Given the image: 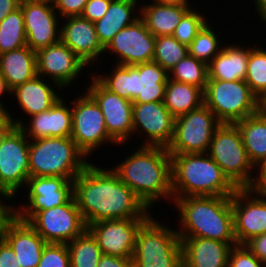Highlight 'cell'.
<instances>
[{"mask_svg":"<svg viewBox=\"0 0 266 267\" xmlns=\"http://www.w3.org/2000/svg\"><path fill=\"white\" fill-rule=\"evenodd\" d=\"M54 4L56 0H37Z\"/></svg>","mask_w":266,"mask_h":267,"instance_id":"9f6ffc18","label":"cell"},{"mask_svg":"<svg viewBox=\"0 0 266 267\" xmlns=\"http://www.w3.org/2000/svg\"><path fill=\"white\" fill-rule=\"evenodd\" d=\"M170 155L173 199L232 196L238 189L207 153Z\"/></svg>","mask_w":266,"mask_h":267,"instance_id":"277c9868","label":"cell"},{"mask_svg":"<svg viewBox=\"0 0 266 267\" xmlns=\"http://www.w3.org/2000/svg\"><path fill=\"white\" fill-rule=\"evenodd\" d=\"M10 202L11 201L0 191V224L12 213V204H10Z\"/></svg>","mask_w":266,"mask_h":267,"instance_id":"f907efd6","label":"cell"},{"mask_svg":"<svg viewBox=\"0 0 266 267\" xmlns=\"http://www.w3.org/2000/svg\"><path fill=\"white\" fill-rule=\"evenodd\" d=\"M37 267H71L67 244L47 243Z\"/></svg>","mask_w":266,"mask_h":267,"instance_id":"ab89813d","label":"cell"},{"mask_svg":"<svg viewBox=\"0 0 266 267\" xmlns=\"http://www.w3.org/2000/svg\"><path fill=\"white\" fill-rule=\"evenodd\" d=\"M0 236L11 246L21 267H37L44 239L29 225L11 213L0 224Z\"/></svg>","mask_w":266,"mask_h":267,"instance_id":"cb8c5ba5","label":"cell"},{"mask_svg":"<svg viewBox=\"0 0 266 267\" xmlns=\"http://www.w3.org/2000/svg\"><path fill=\"white\" fill-rule=\"evenodd\" d=\"M0 267H21L11 246L0 236Z\"/></svg>","mask_w":266,"mask_h":267,"instance_id":"ee69618b","label":"cell"},{"mask_svg":"<svg viewBox=\"0 0 266 267\" xmlns=\"http://www.w3.org/2000/svg\"><path fill=\"white\" fill-rule=\"evenodd\" d=\"M11 91L12 90L8 87L5 78L0 73V104H4V101L1 100L2 98H5L3 96H11Z\"/></svg>","mask_w":266,"mask_h":267,"instance_id":"f5cc1de1","label":"cell"},{"mask_svg":"<svg viewBox=\"0 0 266 267\" xmlns=\"http://www.w3.org/2000/svg\"><path fill=\"white\" fill-rule=\"evenodd\" d=\"M48 82L50 81L44 77L36 75L33 79L12 89L10 99H14L15 103L18 102L19 111H23L21 114L26 113L29 118L49 110L63 96L60 94L62 89L56 83Z\"/></svg>","mask_w":266,"mask_h":267,"instance_id":"d4e9b609","label":"cell"},{"mask_svg":"<svg viewBox=\"0 0 266 267\" xmlns=\"http://www.w3.org/2000/svg\"><path fill=\"white\" fill-rule=\"evenodd\" d=\"M228 267H266L246 245H235L231 248L228 258Z\"/></svg>","mask_w":266,"mask_h":267,"instance_id":"60d3db41","label":"cell"},{"mask_svg":"<svg viewBox=\"0 0 266 267\" xmlns=\"http://www.w3.org/2000/svg\"><path fill=\"white\" fill-rule=\"evenodd\" d=\"M250 162L257 168L266 160V118L258 112L235 123Z\"/></svg>","mask_w":266,"mask_h":267,"instance_id":"4dcf8cb0","label":"cell"},{"mask_svg":"<svg viewBox=\"0 0 266 267\" xmlns=\"http://www.w3.org/2000/svg\"><path fill=\"white\" fill-rule=\"evenodd\" d=\"M178 211L179 237H201L237 243L234 234L232 196H187L173 199Z\"/></svg>","mask_w":266,"mask_h":267,"instance_id":"3957f363","label":"cell"},{"mask_svg":"<svg viewBox=\"0 0 266 267\" xmlns=\"http://www.w3.org/2000/svg\"><path fill=\"white\" fill-rule=\"evenodd\" d=\"M140 2L141 0H112L106 14L94 22L98 40L104 49L120 30L140 18Z\"/></svg>","mask_w":266,"mask_h":267,"instance_id":"83f0119b","label":"cell"},{"mask_svg":"<svg viewBox=\"0 0 266 267\" xmlns=\"http://www.w3.org/2000/svg\"><path fill=\"white\" fill-rule=\"evenodd\" d=\"M226 42L221 51L208 64V79L236 81L245 80L249 59V43L245 46ZM231 43V44H230ZM243 44V46L241 45Z\"/></svg>","mask_w":266,"mask_h":267,"instance_id":"4316f807","label":"cell"},{"mask_svg":"<svg viewBox=\"0 0 266 267\" xmlns=\"http://www.w3.org/2000/svg\"><path fill=\"white\" fill-rule=\"evenodd\" d=\"M250 3L254 4L250 5V7H254V13L256 12L254 16L257 14L259 22L262 20L261 23L263 22L266 25V0H253Z\"/></svg>","mask_w":266,"mask_h":267,"instance_id":"816d5d0a","label":"cell"},{"mask_svg":"<svg viewBox=\"0 0 266 267\" xmlns=\"http://www.w3.org/2000/svg\"><path fill=\"white\" fill-rule=\"evenodd\" d=\"M36 65L37 75L50 79L51 83H56L62 91L68 90L74 81L79 80L77 78L84 74L81 71L90 68L61 41L38 50Z\"/></svg>","mask_w":266,"mask_h":267,"instance_id":"d6986e66","label":"cell"},{"mask_svg":"<svg viewBox=\"0 0 266 267\" xmlns=\"http://www.w3.org/2000/svg\"><path fill=\"white\" fill-rule=\"evenodd\" d=\"M26 45V32L21 7L9 13L0 22V54Z\"/></svg>","mask_w":266,"mask_h":267,"instance_id":"836d02e7","label":"cell"},{"mask_svg":"<svg viewBox=\"0 0 266 267\" xmlns=\"http://www.w3.org/2000/svg\"><path fill=\"white\" fill-rule=\"evenodd\" d=\"M251 188L266 193V160L256 168V179Z\"/></svg>","mask_w":266,"mask_h":267,"instance_id":"7dc6e473","label":"cell"},{"mask_svg":"<svg viewBox=\"0 0 266 267\" xmlns=\"http://www.w3.org/2000/svg\"><path fill=\"white\" fill-rule=\"evenodd\" d=\"M161 4L178 5V6H194L191 0H152ZM192 3V4H191Z\"/></svg>","mask_w":266,"mask_h":267,"instance_id":"db71d44e","label":"cell"},{"mask_svg":"<svg viewBox=\"0 0 266 267\" xmlns=\"http://www.w3.org/2000/svg\"><path fill=\"white\" fill-rule=\"evenodd\" d=\"M163 102L176 118L200 108L204 104V91L197 86L168 78Z\"/></svg>","mask_w":266,"mask_h":267,"instance_id":"1f68e13d","label":"cell"},{"mask_svg":"<svg viewBox=\"0 0 266 267\" xmlns=\"http://www.w3.org/2000/svg\"><path fill=\"white\" fill-rule=\"evenodd\" d=\"M113 67V68H112ZM92 75L110 92L133 103L164 101L168 72L154 61L137 65L112 63L110 73ZM104 72V73H103Z\"/></svg>","mask_w":266,"mask_h":267,"instance_id":"5b68a950","label":"cell"},{"mask_svg":"<svg viewBox=\"0 0 266 267\" xmlns=\"http://www.w3.org/2000/svg\"><path fill=\"white\" fill-rule=\"evenodd\" d=\"M156 37L141 18L120 30L104 49L114 55V64L137 65L153 61ZM116 57V59H115Z\"/></svg>","mask_w":266,"mask_h":267,"instance_id":"e0dca14e","label":"cell"},{"mask_svg":"<svg viewBox=\"0 0 266 267\" xmlns=\"http://www.w3.org/2000/svg\"><path fill=\"white\" fill-rule=\"evenodd\" d=\"M24 17L26 45L33 51L60 41L61 18L52 3L37 0H21Z\"/></svg>","mask_w":266,"mask_h":267,"instance_id":"ffe728a7","label":"cell"},{"mask_svg":"<svg viewBox=\"0 0 266 267\" xmlns=\"http://www.w3.org/2000/svg\"><path fill=\"white\" fill-rule=\"evenodd\" d=\"M66 103H69L68 100L61 97L49 110L29 117L28 122L27 119L23 120L25 119L23 115L20 118V113L18 117L16 113L14 115L10 113L13 126H19L30 141L47 137H70L72 108Z\"/></svg>","mask_w":266,"mask_h":267,"instance_id":"7402d4cb","label":"cell"},{"mask_svg":"<svg viewBox=\"0 0 266 267\" xmlns=\"http://www.w3.org/2000/svg\"><path fill=\"white\" fill-rule=\"evenodd\" d=\"M87 2L88 0H56L53 6L62 19L69 16H81Z\"/></svg>","mask_w":266,"mask_h":267,"instance_id":"b9f144b4","label":"cell"},{"mask_svg":"<svg viewBox=\"0 0 266 267\" xmlns=\"http://www.w3.org/2000/svg\"><path fill=\"white\" fill-rule=\"evenodd\" d=\"M97 267H133L132 258H121L103 254Z\"/></svg>","mask_w":266,"mask_h":267,"instance_id":"bcb514c9","label":"cell"},{"mask_svg":"<svg viewBox=\"0 0 266 267\" xmlns=\"http://www.w3.org/2000/svg\"><path fill=\"white\" fill-rule=\"evenodd\" d=\"M257 102L258 98L244 80L207 81L204 104L221 123L235 124L257 113Z\"/></svg>","mask_w":266,"mask_h":267,"instance_id":"9c48e42d","label":"cell"},{"mask_svg":"<svg viewBox=\"0 0 266 267\" xmlns=\"http://www.w3.org/2000/svg\"><path fill=\"white\" fill-rule=\"evenodd\" d=\"M147 3H145V2ZM140 18L155 36L172 35L184 14L192 7L167 5L152 0H141Z\"/></svg>","mask_w":266,"mask_h":267,"instance_id":"f1b7e54d","label":"cell"},{"mask_svg":"<svg viewBox=\"0 0 266 267\" xmlns=\"http://www.w3.org/2000/svg\"><path fill=\"white\" fill-rule=\"evenodd\" d=\"M24 189L28 203L11 204L12 213L25 222L36 212L61 206L73 197V181L61 176L29 177Z\"/></svg>","mask_w":266,"mask_h":267,"instance_id":"4fadbf2b","label":"cell"},{"mask_svg":"<svg viewBox=\"0 0 266 267\" xmlns=\"http://www.w3.org/2000/svg\"><path fill=\"white\" fill-rule=\"evenodd\" d=\"M133 136L141 135V146L168 147L174 134L175 117L164 102L133 103ZM143 135V136H142ZM144 137V138H143Z\"/></svg>","mask_w":266,"mask_h":267,"instance_id":"ac0fdd59","label":"cell"},{"mask_svg":"<svg viewBox=\"0 0 266 267\" xmlns=\"http://www.w3.org/2000/svg\"><path fill=\"white\" fill-rule=\"evenodd\" d=\"M96 164L90 161L73 180V196L86 226L102 220L149 219L153 215L111 167Z\"/></svg>","mask_w":266,"mask_h":267,"instance_id":"6da1fadb","label":"cell"},{"mask_svg":"<svg viewBox=\"0 0 266 267\" xmlns=\"http://www.w3.org/2000/svg\"><path fill=\"white\" fill-rule=\"evenodd\" d=\"M138 146L111 169L149 210L160 200L172 204L171 155L167 148Z\"/></svg>","mask_w":266,"mask_h":267,"instance_id":"7a4b0ae2","label":"cell"},{"mask_svg":"<svg viewBox=\"0 0 266 267\" xmlns=\"http://www.w3.org/2000/svg\"><path fill=\"white\" fill-rule=\"evenodd\" d=\"M168 74L169 79L173 81L191 84L205 91L208 81V65L188 54Z\"/></svg>","mask_w":266,"mask_h":267,"instance_id":"d590c367","label":"cell"},{"mask_svg":"<svg viewBox=\"0 0 266 267\" xmlns=\"http://www.w3.org/2000/svg\"><path fill=\"white\" fill-rule=\"evenodd\" d=\"M60 23V41L88 66L91 65V69L96 64L99 66L104 48L98 40L94 22L82 16H69L62 18Z\"/></svg>","mask_w":266,"mask_h":267,"instance_id":"603a6c76","label":"cell"},{"mask_svg":"<svg viewBox=\"0 0 266 267\" xmlns=\"http://www.w3.org/2000/svg\"><path fill=\"white\" fill-rule=\"evenodd\" d=\"M6 104H0V135L5 134L12 126V119L10 116L9 106H6Z\"/></svg>","mask_w":266,"mask_h":267,"instance_id":"c3c4849f","label":"cell"},{"mask_svg":"<svg viewBox=\"0 0 266 267\" xmlns=\"http://www.w3.org/2000/svg\"><path fill=\"white\" fill-rule=\"evenodd\" d=\"M89 163L71 137L40 138L29 143L30 177L61 176L73 181Z\"/></svg>","mask_w":266,"mask_h":267,"instance_id":"8992f818","label":"cell"},{"mask_svg":"<svg viewBox=\"0 0 266 267\" xmlns=\"http://www.w3.org/2000/svg\"><path fill=\"white\" fill-rule=\"evenodd\" d=\"M147 220H102L88 225L87 229L96 238L103 254L121 258H132L137 233Z\"/></svg>","mask_w":266,"mask_h":267,"instance_id":"44dd1931","label":"cell"},{"mask_svg":"<svg viewBox=\"0 0 266 267\" xmlns=\"http://www.w3.org/2000/svg\"><path fill=\"white\" fill-rule=\"evenodd\" d=\"M193 8L194 7L190 8L184 14L172 34L181 44L186 45L187 47L192 43L202 27L209 21L207 15L200 11V7L198 9L197 7Z\"/></svg>","mask_w":266,"mask_h":267,"instance_id":"f35d334b","label":"cell"},{"mask_svg":"<svg viewBox=\"0 0 266 267\" xmlns=\"http://www.w3.org/2000/svg\"><path fill=\"white\" fill-rule=\"evenodd\" d=\"M111 1L112 0H88L81 16L91 22H96L106 14Z\"/></svg>","mask_w":266,"mask_h":267,"instance_id":"7bdbcfd3","label":"cell"},{"mask_svg":"<svg viewBox=\"0 0 266 267\" xmlns=\"http://www.w3.org/2000/svg\"><path fill=\"white\" fill-rule=\"evenodd\" d=\"M189 54L188 47L181 44L173 35L156 37L153 61L169 72Z\"/></svg>","mask_w":266,"mask_h":267,"instance_id":"74e56055","label":"cell"},{"mask_svg":"<svg viewBox=\"0 0 266 267\" xmlns=\"http://www.w3.org/2000/svg\"><path fill=\"white\" fill-rule=\"evenodd\" d=\"M245 245L259 260L266 264V233L253 237Z\"/></svg>","mask_w":266,"mask_h":267,"instance_id":"f6af8a7d","label":"cell"},{"mask_svg":"<svg viewBox=\"0 0 266 267\" xmlns=\"http://www.w3.org/2000/svg\"><path fill=\"white\" fill-rule=\"evenodd\" d=\"M266 45H249V59L245 82L252 93L259 98L266 93ZM262 47V48H261Z\"/></svg>","mask_w":266,"mask_h":267,"instance_id":"8d00e7d4","label":"cell"},{"mask_svg":"<svg viewBox=\"0 0 266 267\" xmlns=\"http://www.w3.org/2000/svg\"><path fill=\"white\" fill-rule=\"evenodd\" d=\"M207 154L237 188H251L256 168L250 162L236 124L222 123L215 131Z\"/></svg>","mask_w":266,"mask_h":267,"instance_id":"ba28073f","label":"cell"},{"mask_svg":"<svg viewBox=\"0 0 266 267\" xmlns=\"http://www.w3.org/2000/svg\"><path fill=\"white\" fill-rule=\"evenodd\" d=\"M183 267H228L230 250L237 243L201 237H179Z\"/></svg>","mask_w":266,"mask_h":267,"instance_id":"484cf974","label":"cell"},{"mask_svg":"<svg viewBox=\"0 0 266 267\" xmlns=\"http://www.w3.org/2000/svg\"><path fill=\"white\" fill-rule=\"evenodd\" d=\"M91 83L85 91L95 100L103 113L109 136L121 147L133 136V102L120 97L106 89L93 75L89 74Z\"/></svg>","mask_w":266,"mask_h":267,"instance_id":"9a60e30c","label":"cell"},{"mask_svg":"<svg viewBox=\"0 0 266 267\" xmlns=\"http://www.w3.org/2000/svg\"><path fill=\"white\" fill-rule=\"evenodd\" d=\"M209 22L210 21L202 27L192 43L188 46L189 55L205 62L207 65L221 51L223 45L226 43L221 39L220 35H218L219 33L216 31L215 27Z\"/></svg>","mask_w":266,"mask_h":267,"instance_id":"e575fe53","label":"cell"},{"mask_svg":"<svg viewBox=\"0 0 266 267\" xmlns=\"http://www.w3.org/2000/svg\"><path fill=\"white\" fill-rule=\"evenodd\" d=\"M29 143L19 126L0 135V191L11 201L25 188L29 170ZM18 193V194H17Z\"/></svg>","mask_w":266,"mask_h":267,"instance_id":"30bf717a","label":"cell"},{"mask_svg":"<svg viewBox=\"0 0 266 267\" xmlns=\"http://www.w3.org/2000/svg\"><path fill=\"white\" fill-rule=\"evenodd\" d=\"M71 267H97L103 255L96 238L86 229L67 244Z\"/></svg>","mask_w":266,"mask_h":267,"instance_id":"d6a6232c","label":"cell"},{"mask_svg":"<svg viewBox=\"0 0 266 267\" xmlns=\"http://www.w3.org/2000/svg\"><path fill=\"white\" fill-rule=\"evenodd\" d=\"M0 73L12 90L37 75L36 52L24 46L0 54Z\"/></svg>","mask_w":266,"mask_h":267,"instance_id":"f546056e","label":"cell"},{"mask_svg":"<svg viewBox=\"0 0 266 267\" xmlns=\"http://www.w3.org/2000/svg\"><path fill=\"white\" fill-rule=\"evenodd\" d=\"M84 93V94H83ZM81 94V95H80ZM71 100L72 133L71 138L78 149L88 158L102 145H118L108 134L101 109L85 91ZM80 95V96H79Z\"/></svg>","mask_w":266,"mask_h":267,"instance_id":"8fae6325","label":"cell"},{"mask_svg":"<svg viewBox=\"0 0 266 267\" xmlns=\"http://www.w3.org/2000/svg\"><path fill=\"white\" fill-rule=\"evenodd\" d=\"M232 210L238 245L266 233V193L238 188L232 195Z\"/></svg>","mask_w":266,"mask_h":267,"instance_id":"2e32d148","label":"cell"},{"mask_svg":"<svg viewBox=\"0 0 266 267\" xmlns=\"http://www.w3.org/2000/svg\"><path fill=\"white\" fill-rule=\"evenodd\" d=\"M221 124L205 104L178 116L167 151L169 154L207 153L212 137Z\"/></svg>","mask_w":266,"mask_h":267,"instance_id":"7c38bea8","label":"cell"},{"mask_svg":"<svg viewBox=\"0 0 266 267\" xmlns=\"http://www.w3.org/2000/svg\"><path fill=\"white\" fill-rule=\"evenodd\" d=\"M257 112L263 116L264 118H266V93L262 94L259 98H258V102H257Z\"/></svg>","mask_w":266,"mask_h":267,"instance_id":"11a10c76","label":"cell"},{"mask_svg":"<svg viewBox=\"0 0 266 267\" xmlns=\"http://www.w3.org/2000/svg\"><path fill=\"white\" fill-rule=\"evenodd\" d=\"M27 222L46 243L68 244L87 229L74 196L61 206L36 212Z\"/></svg>","mask_w":266,"mask_h":267,"instance_id":"5bb4252c","label":"cell"},{"mask_svg":"<svg viewBox=\"0 0 266 267\" xmlns=\"http://www.w3.org/2000/svg\"><path fill=\"white\" fill-rule=\"evenodd\" d=\"M21 0H0V22L20 7Z\"/></svg>","mask_w":266,"mask_h":267,"instance_id":"681fc988","label":"cell"},{"mask_svg":"<svg viewBox=\"0 0 266 267\" xmlns=\"http://www.w3.org/2000/svg\"><path fill=\"white\" fill-rule=\"evenodd\" d=\"M155 217L153 213L137 233L133 267H183L181 239L176 229Z\"/></svg>","mask_w":266,"mask_h":267,"instance_id":"52a82bcc","label":"cell"}]
</instances>
